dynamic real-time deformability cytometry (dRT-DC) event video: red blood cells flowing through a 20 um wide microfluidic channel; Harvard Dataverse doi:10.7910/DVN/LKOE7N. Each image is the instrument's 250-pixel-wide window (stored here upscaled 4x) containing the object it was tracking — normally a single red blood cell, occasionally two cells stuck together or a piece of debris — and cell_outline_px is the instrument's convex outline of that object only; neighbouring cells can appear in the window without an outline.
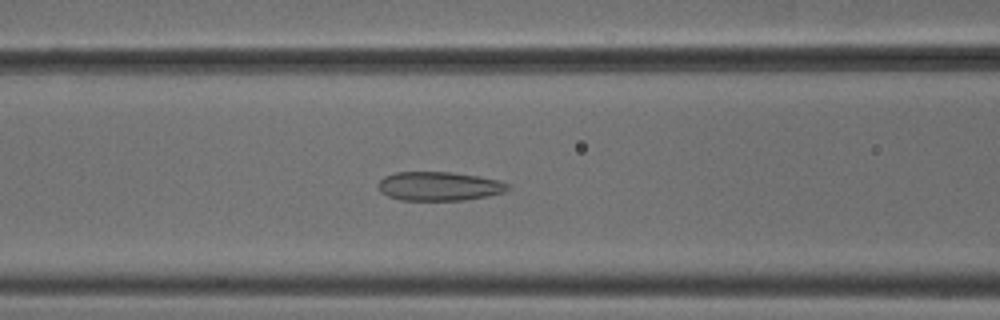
{"species": "common noctule bat (a hibernating species)", "species_latin": "Nyctalus noctula", "temperature_condition": "cold", "stored_images_in_passage": 54, "segment_of_instrument_passage": [1, 2], "camera_frame_rate_fps": 3000, "um_per_image_px": 0.085, "animal": {"sex": "male", "body_mass_g": 18.8}, "frame": {"image": 1, "passage_image": 22, "time_ms": 7.0, "image_size_px": [1000, 320], "cell_outline_px": [[512, 188], [504, 192], [488, 196], [464, 200], [400, 200], [388, 196], [380, 192], [380, 180], [384, 176], [396, 172], [452, 172], [500, 180], [512, 184]], "centroid_in_image_um": [37.38, 15.83], "position_along_channel_um": 129.2, "area_um2": 21.96}}
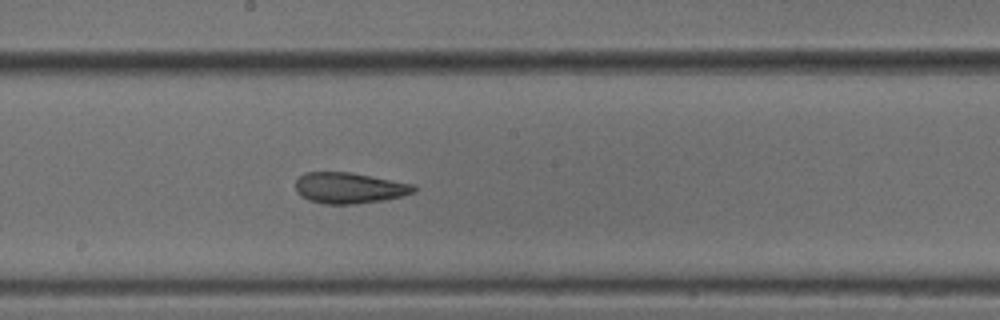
{"frame": {"image": 2, "passage_image": 29, "time_ms": 9.333, "image_size_px": [1000, 320], "cell_outline_px": [[416, 192], [384, 200], [356, 204], [324, 204], [308, 200], [300, 196], [296, 192], [296, 180], [300, 176], [308, 172], [352, 172], [416, 184]], "centroid_in_image_um": [29.71, 15.97], "position_along_channel_um": 218.5, "area_um2": 21.56}}
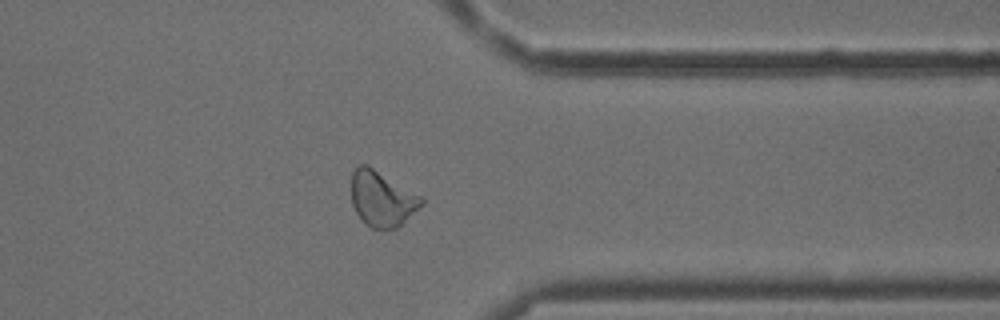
{"frame": {"image": 3, "passage_image": 42, "time_ms": 13.667, "image_size_px": [1000, 320], "cell_outline_px": [[424, 204], [420, 208], [396, 228], [372, 228], [356, 212], [352, 204], [352, 172], [360, 164], [368, 164], [424, 196]], "centroid_in_image_um": [32.52, 16.85], "position_along_channel_um": 378.9, "area_um2": 22.72}}